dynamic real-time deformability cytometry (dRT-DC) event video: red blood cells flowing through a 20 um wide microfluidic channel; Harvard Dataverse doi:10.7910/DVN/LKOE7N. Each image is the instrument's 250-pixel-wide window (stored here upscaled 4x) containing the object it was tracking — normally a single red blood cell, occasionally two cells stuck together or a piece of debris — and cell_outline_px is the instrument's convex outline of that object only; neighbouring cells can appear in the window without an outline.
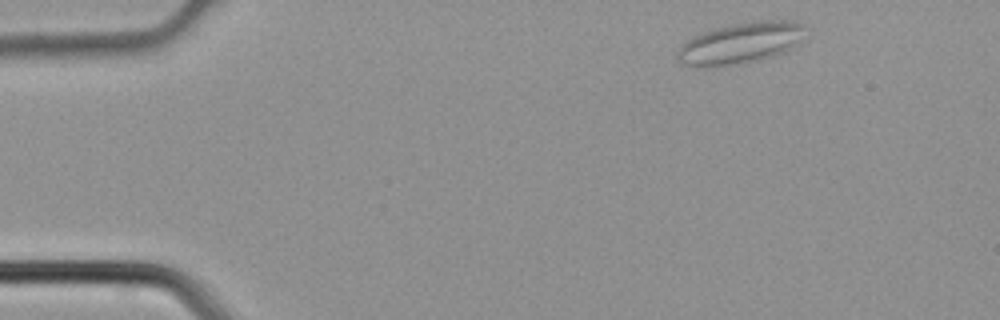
{"species": "common noctule bat (a hibernating species)", "species_latin": "Nyctalus noctula", "temperature_condition": "cold", "stored_images_in_passage": 3, "camera_frame_rate_fps": 3000, "um_per_image_px": 0.085, "animal": {"sex": "male", "body_mass_g": 21.5, "forearm_length_mm": 52.0}, "frame": {"image": 1, "passage_image": 1, "time_ms": 0.0, "image_size_px": [1000, 320], "cell_outline_px": [[804, 24], [796, 44], [792, 48], [772, 56], [740, 64], [716, 68], [696, 68], [680, 64], [676, 60], [676, 52], [680, 44], [684, 40], [692, 36], [716, 28], [732, 24], [752, 20], [792, 20]], "centroid_in_image_um": [62.79, 3.69], "position_along_channel_um": 22.2, "area_um2": 31.15}}